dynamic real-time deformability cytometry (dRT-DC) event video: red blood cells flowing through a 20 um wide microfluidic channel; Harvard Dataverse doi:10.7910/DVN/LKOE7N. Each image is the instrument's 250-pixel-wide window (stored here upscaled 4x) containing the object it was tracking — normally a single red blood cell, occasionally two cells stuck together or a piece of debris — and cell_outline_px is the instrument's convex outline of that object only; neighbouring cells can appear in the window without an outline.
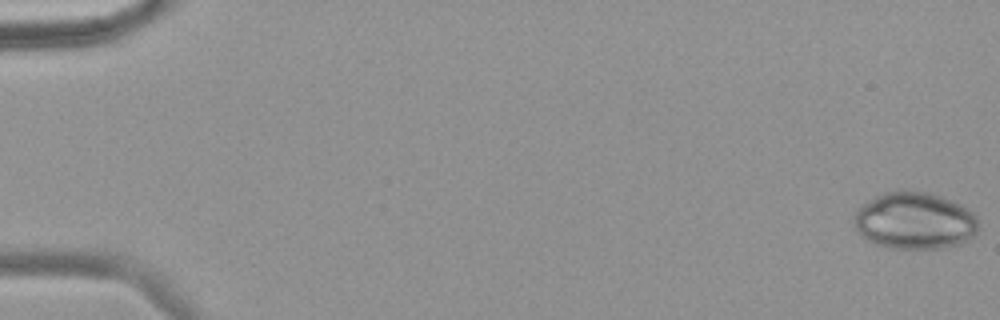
{"species": "common noctule bat (a hibernating species)", "species_latin": "Nyctalus noctula", "temperature_condition": "warm", "stored_images_in_passage": 58, "camera_frame_rate_fps": 3000, "um_per_image_px": 0.085, "animal": {"sex": "female", "body_mass_g": 18.4}, "frame": {"image": 1, "passage_image": 1, "time_ms": 0.0, "image_size_px": [1000, 320], "cell_outline_px": [[980, 224], [976, 232], [968, 240], [960, 244], [944, 248], [888, 248], [876, 244], [868, 240], [856, 228], [856, 208], [860, 204], [884, 192], [904, 188], [928, 192], [952, 200], [960, 204], [972, 212], [976, 216]], "centroid_in_image_um": [77.77, 18.73], "position_along_channel_um": 7.2, "area_um2": 41.67}}
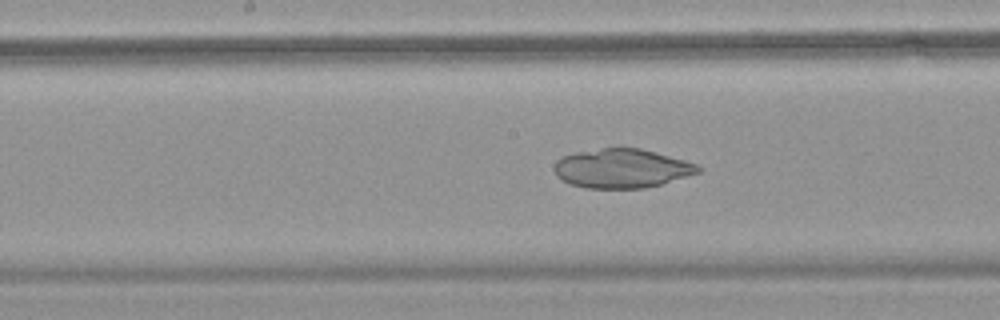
{"frame": {"image": 2, "passage_image": 31, "time_ms": 10.0, "image_size_px": [1000, 320], "cell_outline_px": [[700, 172], [660, 184], [644, 188], [584, 188], [568, 184], [560, 180], [556, 176], [556, 160], [564, 156], [576, 152], [620, 144], [640, 148], [656, 152], [684, 160], [696, 164], [700, 168]], "centroid_in_image_um": [52.81, 14.28], "position_along_channel_um": 195.4, "area_um2": 33.23}}
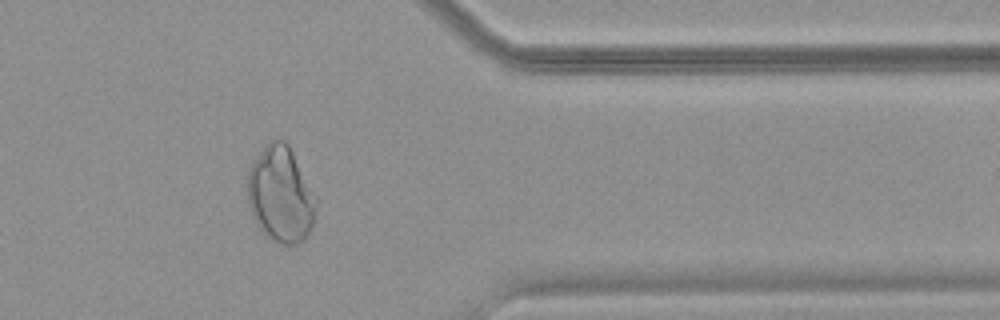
{"frame": {"image": 3, "passage_image": 48, "time_ms": 15.667, "image_size_px": [1000, 320], "cell_outline_px": [[316, 200], [312, 228], [304, 240], [296, 244], [280, 244], [272, 240], [260, 232], [252, 216], [248, 204], [248, 172], [252, 160], [272, 140], [284, 140], [288, 144]], "centroid_in_image_um": [23.81, 16.59], "position_along_channel_um": 387.6, "area_um2": 37.86}}